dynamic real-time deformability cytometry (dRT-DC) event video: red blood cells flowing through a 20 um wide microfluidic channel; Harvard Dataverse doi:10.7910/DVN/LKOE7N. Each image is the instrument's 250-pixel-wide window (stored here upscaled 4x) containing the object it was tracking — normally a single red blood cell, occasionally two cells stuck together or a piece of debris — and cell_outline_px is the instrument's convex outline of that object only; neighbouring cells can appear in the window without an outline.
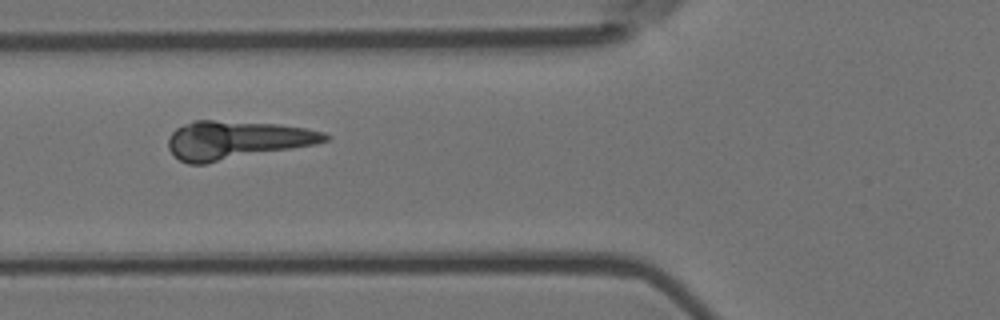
{"species": "Egyptian fruit bat (a non-hibernating species)", "species_latin": "Rousettus aegyptiacus", "temperature_condition": "room temperature", "stored_images_in_passage": 10, "camera_frame_rate_fps": 3000, "um_per_image_px": 0.085, "animal": {"sex": "female"}, "frame": {"image": 1, "passage_image": 6, "time_ms": 1.667, "image_size_px": [1000, 320], "cell_outline_px": [[332, 136], [328, 140], [316, 144], [204, 164], [188, 164], [180, 160], [168, 148], [168, 140], [172, 132], [176, 128], [192, 120], [212, 120], [280, 124], [304, 128], [324, 132]], "centroid_in_image_um": [20.1, 11.9], "position_along_channel_um": 105.7, "area_um2": 34.91}}
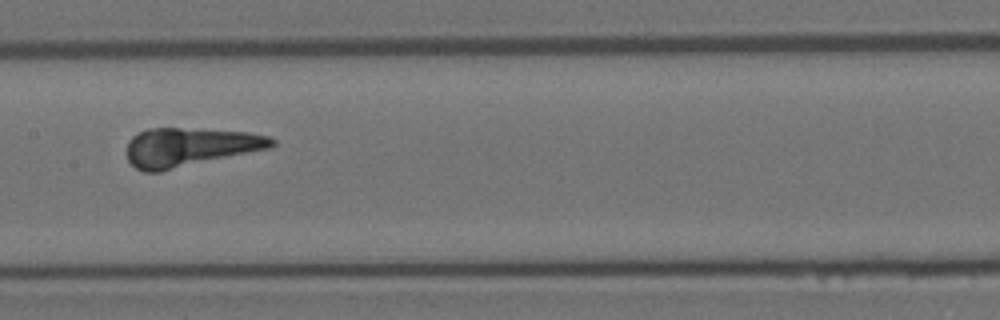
{"frame": {"image": 2, "passage_image": 8, "time_ms": 2.333, "image_size_px": [1000, 320], "cell_outline_px": [[276, 144], [268, 148], [160, 172], [144, 172], [136, 168], [128, 160], [128, 140], [132, 136], [148, 128], [180, 128], [248, 132], [268, 136], [276, 140]], "centroid_in_image_um": [16.1, 12.5], "position_along_channel_um": 191.3, "area_um2": 32.43}}
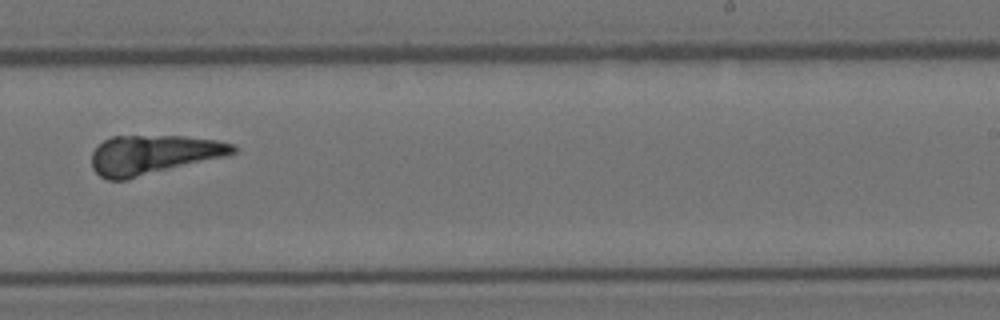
{"frame": {"image": 3, "passage_image": 10, "time_ms": 3.0, "image_size_px": [1000, 320], "cell_outline_px": [[236, 152], [224, 156], [128, 180], [108, 180], [100, 176], [92, 168], [92, 152], [104, 140], [112, 136], [184, 136], [216, 140], [232, 144], [236, 148]], "centroid_in_image_um": [12.99, 13.16], "position_along_channel_um": 276.0, "area_um2": 32.19}}